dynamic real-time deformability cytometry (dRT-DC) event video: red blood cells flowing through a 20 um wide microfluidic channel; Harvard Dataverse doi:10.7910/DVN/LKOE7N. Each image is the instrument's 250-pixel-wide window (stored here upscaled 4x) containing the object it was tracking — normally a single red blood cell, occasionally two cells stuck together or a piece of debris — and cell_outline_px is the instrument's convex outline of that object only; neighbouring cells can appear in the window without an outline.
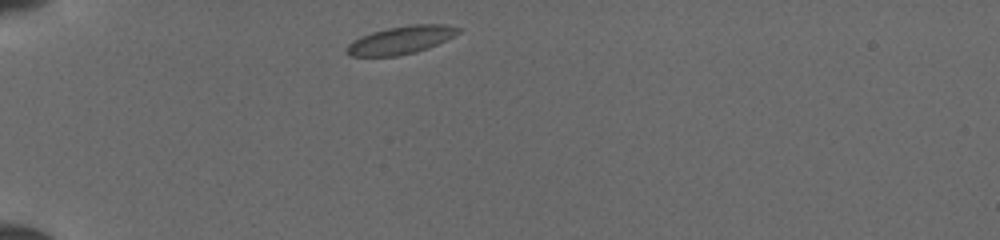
{"species": "common noctule bat (a hibernating species)", "species_latin": "Nyctalus noctula", "temperature_condition": "cold", "stored_images_in_passage": 36, "camera_frame_rate_fps": 3000, "um_per_image_px": 0.085, "animal": {"sex": "female", "body_mass_g": 19.5, "forearm_length_mm": 54.1}, "frame": {"image": 1, "passage_image": 1, "time_ms": 0.0, "image_size_px": [1000, 240], "cell_outline_px": [[464, 28], [460, 32], [428, 48], [416, 52], [396, 56], [352, 56], [344, 52], [344, 48], [352, 40], [360, 36], [372, 32], [388, 28], [408, 24], [448, 24]], "centroid_in_image_um": [34.06, 3.39], "position_along_channel_um": 50.9, "area_um2": 18.32}}
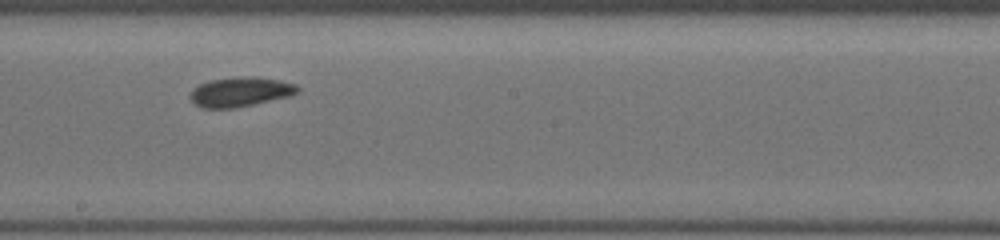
{"frame": {"image": 2, "passage_image": 16, "time_ms": 5.0, "image_size_px": [1000, 240], "cell_outline_px": [[300, 92], [288, 96], [236, 108], [200, 108], [188, 96], [192, 88], [208, 80], [244, 76], [252, 76], [280, 80], [296, 84], [300, 88]], "centroid_in_image_um": [20.41, 7.8], "position_along_channel_um": 227.8, "area_um2": 18.61}}
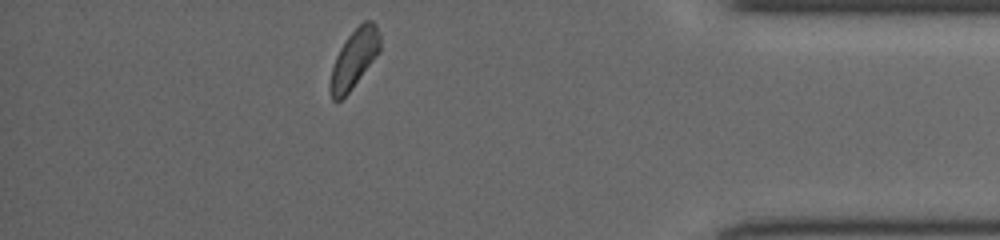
{"frame": {"image": 3, "passage_image": 31, "time_ms": 10.0, "image_size_px": [1000, 240], "cell_outline_px": [[380, 52], [352, 88], [340, 100], [332, 100], [328, 88], [332, 68], [336, 56], [340, 48], [348, 36], [364, 20], [372, 20], [376, 24], [380, 36]], "centroid_in_image_um": [30.1, 4.99], "position_along_channel_um": 405.1, "area_um2": 16.94}}